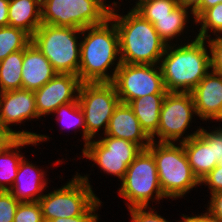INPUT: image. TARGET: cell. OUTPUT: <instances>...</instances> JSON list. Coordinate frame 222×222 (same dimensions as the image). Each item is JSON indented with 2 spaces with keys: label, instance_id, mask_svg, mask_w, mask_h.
Returning a JSON list of instances; mask_svg holds the SVG:
<instances>
[{
  "label": "cell",
  "instance_id": "cell-25",
  "mask_svg": "<svg viewBox=\"0 0 222 222\" xmlns=\"http://www.w3.org/2000/svg\"><path fill=\"white\" fill-rule=\"evenodd\" d=\"M57 114L56 120L59 124H61L60 128L70 129L71 130H81L80 134L82 133L83 139V148L85 145L90 141V139L86 136V127H85V120H84V113L79 105L78 100L76 102H70L64 105L59 106L53 114ZM61 122V123H60ZM82 128V129H81Z\"/></svg>",
  "mask_w": 222,
  "mask_h": 222
},
{
  "label": "cell",
  "instance_id": "cell-29",
  "mask_svg": "<svg viewBox=\"0 0 222 222\" xmlns=\"http://www.w3.org/2000/svg\"><path fill=\"white\" fill-rule=\"evenodd\" d=\"M13 222H44L39 202H20Z\"/></svg>",
  "mask_w": 222,
  "mask_h": 222
},
{
  "label": "cell",
  "instance_id": "cell-44",
  "mask_svg": "<svg viewBox=\"0 0 222 222\" xmlns=\"http://www.w3.org/2000/svg\"><path fill=\"white\" fill-rule=\"evenodd\" d=\"M0 131H5V130L1 127V125H0Z\"/></svg>",
  "mask_w": 222,
  "mask_h": 222
},
{
  "label": "cell",
  "instance_id": "cell-41",
  "mask_svg": "<svg viewBox=\"0 0 222 222\" xmlns=\"http://www.w3.org/2000/svg\"><path fill=\"white\" fill-rule=\"evenodd\" d=\"M13 137L6 131H0V149L8 143Z\"/></svg>",
  "mask_w": 222,
  "mask_h": 222
},
{
  "label": "cell",
  "instance_id": "cell-7",
  "mask_svg": "<svg viewBox=\"0 0 222 222\" xmlns=\"http://www.w3.org/2000/svg\"><path fill=\"white\" fill-rule=\"evenodd\" d=\"M89 175L82 176L76 172L61 188L48 193L45 191L38 201L44 221L83 215L99 199L90 184Z\"/></svg>",
  "mask_w": 222,
  "mask_h": 222
},
{
  "label": "cell",
  "instance_id": "cell-6",
  "mask_svg": "<svg viewBox=\"0 0 222 222\" xmlns=\"http://www.w3.org/2000/svg\"><path fill=\"white\" fill-rule=\"evenodd\" d=\"M120 184L118 195L128 208L151 206V201L160 204L159 201L165 198L153 154L148 149L141 150L135 157Z\"/></svg>",
  "mask_w": 222,
  "mask_h": 222
},
{
  "label": "cell",
  "instance_id": "cell-20",
  "mask_svg": "<svg viewBox=\"0 0 222 222\" xmlns=\"http://www.w3.org/2000/svg\"><path fill=\"white\" fill-rule=\"evenodd\" d=\"M190 15H192L191 19L193 20H190L189 18ZM192 17L193 13L190 10H188L186 7L179 4L175 9H173L168 14V16L154 17L153 26L158 32L159 37L167 45L176 44V43L178 44V41L181 40L180 39L181 36L184 38L183 40L185 41L191 40L187 36L184 37L183 33L186 32L185 34H187L188 33L187 31H189V29L187 30V28H189L188 26L189 20L193 21V23L195 24V19ZM185 38L188 39L186 40Z\"/></svg>",
  "mask_w": 222,
  "mask_h": 222
},
{
  "label": "cell",
  "instance_id": "cell-40",
  "mask_svg": "<svg viewBox=\"0 0 222 222\" xmlns=\"http://www.w3.org/2000/svg\"><path fill=\"white\" fill-rule=\"evenodd\" d=\"M178 3L194 13L201 6L202 0H178Z\"/></svg>",
  "mask_w": 222,
  "mask_h": 222
},
{
  "label": "cell",
  "instance_id": "cell-8",
  "mask_svg": "<svg viewBox=\"0 0 222 222\" xmlns=\"http://www.w3.org/2000/svg\"><path fill=\"white\" fill-rule=\"evenodd\" d=\"M111 5L106 0H47L41 6V20L42 24L84 29L102 24Z\"/></svg>",
  "mask_w": 222,
  "mask_h": 222
},
{
  "label": "cell",
  "instance_id": "cell-2",
  "mask_svg": "<svg viewBox=\"0 0 222 222\" xmlns=\"http://www.w3.org/2000/svg\"><path fill=\"white\" fill-rule=\"evenodd\" d=\"M194 38L165 48L159 67L168 92L191 93L211 70L207 40Z\"/></svg>",
  "mask_w": 222,
  "mask_h": 222
},
{
  "label": "cell",
  "instance_id": "cell-23",
  "mask_svg": "<svg viewBox=\"0 0 222 222\" xmlns=\"http://www.w3.org/2000/svg\"><path fill=\"white\" fill-rule=\"evenodd\" d=\"M166 94H151L132 100L128 105L133 109L141 128L151 138L158 129L160 110Z\"/></svg>",
  "mask_w": 222,
  "mask_h": 222
},
{
  "label": "cell",
  "instance_id": "cell-32",
  "mask_svg": "<svg viewBox=\"0 0 222 222\" xmlns=\"http://www.w3.org/2000/svg\"><path fill=\"white\" fill-rule=\"evenodd\" d=\"M19 203L9 191H0V222H13Z\"/></svg>",
  "mask_w": 222,
  "mask_h": 222
},
{
  "label": "cell",
  "instance_id": "cell-9",
  "mask_svg": "<svg viewBox=\"0 0 222 222\" xmlns=\"http://www.w3.org/2000/svg\"><path fill=\"white\" fill-rule=\"evenodd\" d=\"M193 117L197 115L192 93L167 92L160 110L159 126L157 132L151 137V141L159 143L188 141L197 135L201 128L197 126L196 131L190 134L186 132L187 129L193 127L191 124Z\"/></svg>",
  "mask_w": 222,
  "mask_h": 222
},
{
  "label": "cell",
  "instance_id": "cell-30",
  "mask_svg": "<svg viewBox=\"0 0 222 222\" xmlns=\"http://www.w3.org/2000/svg\"><path fill=\"white\" fill-rule=\"evenodd\" d=\"M152 207L147 206L127 208L130 212V222H170L154 210V205ZM180 216H182V219L180 221L178 220V222H186V216L184 214Z\"/></svg>",
  "mask_w": 222,
  "mask_h": 222
},
{
  "label": "cell",
  "instance_id": "cell-10",
  "mask_svg": "<svg viewBox=\"0 0 222 222\" xmlns=\"http://www.w3.org/2000/svg\"><path fill=\"white\" fill-rule=\"evenodd\" d=\"M78 102L84 113L86 136L93 140L105 135L109 120L120 99L112 82H83ZM102 129V130H101Z\"/></svg>",
  "mask_w": 222,
  "mask_h": 222
},
{
  "label": "cell",
  "instance_id": "cell-17",
  "mask_svg": "<svg viewBox=\"0 0 222 222\" xmlns=\"http://www.w3.org/2000/svg\"><path fill=\"white\" fill-rule=\"evenodd\" d=\"M104 136L122 138L137 144L142 150L147 149L151 138L141 128L133 109L124 103H119L111 116Z\"/></svg>",
  "mask_w": 222,
  "mask_h": 222
},
{
  "label": "cell",
  "instance_id": "cell-26",
  "mask_svg": "<svg viewBox=\"0 0 222 222\" xmlns=\"http://www.w3.org/2000/svg\"><path fill=\"white\" fill-rule=\"evenodd\" d=\"M31 43V36L16 27H0V61L9 54L24 50Z\"/></svg>",
  "mask_w": 222,
  "mask_h": 222
},
{
  "label": "cell",
  "instance_id": "cell-34",
  "mask_svg": "<svg viewBox=\"0 0 222 222\" xmlns=\"http://www.w3.org/2000/svg\"><path fill=\"white\" fill-rule=\"evenodd\" d=\"M103 202L100 201V198L83 214L76 217L70 218H57L50 220L49 222H100L99 221V214L96 213L99 210V207H102Z\"/></svg>",
  "mask_w": 222,
  "mask_h": 222
},
{
  "label": "cell",
  "instance_id": "cell-21",
  "mask_svg": "<svg viewBox=\"0 0 222 222\" xmlns=\"http://www.w3.org/2000/svg\"><path fill=\"white\" fill-rule=\"evenodd\" d=\"M191 170L199 182L218 164L213 160L212 144L199 133L182 142Z\"/></svg>",
  "mask_w": 222,
  "mask_h": 222
},
{
  "label": "cell",
  "instance_id": "cell-31",
  "mask_svg": "<svg viewBox=\"0 0 222 222\" xmlns=\"http://www.w3.org/2000/svg\"><path fill=\"white\" fill-rule=\"evenodd\" d=\"M219 127V128H218ZM215 130H206L204 127L200 128L199 134L209 143L212 144L213 160L222 166V127L217 126Z\"/></svg>",
  "mask_w": 222,
  "mask_h": 222
},
{
  "label": "cell",
  "instance_id": "cell-39",
  "mask_svg": "<svg viewBox=\"0 0 222 222\" xmlns=\"http://www.w3.org/2000/svg\"><path fill=\"white\" fill-rule=\"evenodd\" d=\"M219 3H222V0H202L201 6L193 13V18L196 20L206 9Z\"/></svg>",
  "mask_w": 222,
  "mask_h": 222
},
{
  "label": "cell",
  "instance_id": "cell-19",
  "mask_svg": "<svg viewBox=\"0 0 222 222\" xmlns=\"http://www.w3.org/2000/svg\"><path fill=\"white\" fill-rule=\"evenodd\" d=\"M37 146L31 138L13 137L0 149V191H9L15 181L24 146Z\"/></svg>",
  "mask_w": 222,
  "mask_h": 222
},
{
  "label": "cell",
  "instance_id": "cell-33",
  "mask_svg": "<svg viewBox=\"0 0 222 222\" xmlns=\"http://www.w3.org/2000/svg\"><path fill=\"white\" fill-rule=\"evenodd\" d=\"M210 55L211 70L222 74V36H215L207 39Z\"/></svg>",
  "mask_w": 222,
  "mask_h": 222
},
{
  "label": "cell",
  "instance_id": "cell-5",
  "mask_svg": "<svg viewBox=\"0 0 222 222\" xmlns=\"http://www.w3.org/2000/svg\"><path fill=\"white\" fill-rule=\"evenodd\" d=\"M82 29L41 24L31 42L61 74L78 76Z\"/></svg>",
  "mask_w": 222,
  "mask_h": 222
},
{
  "label": "cell",
  "instance_id": "cell-42",
  "mask_svg": "<svg viewBox=\"0 0 222 222\" xmlns=\"http://www.w3.org/2000/svg\"><path fill=\"white\" fill-rule=\"evenodd\" d=\"M38 5L42 6L47 0H34Z\"/></svg>",
  "mask_w": 222,
  "mask_h": 222
},
{
  "label": "cell",
  "instance_id": "cell-13",
  "mask_svg": "<svg viewBox=\"0 0 222 222\" xmlns=\"http://www.w3.org/2000/svg\"><path fill=\"white\" fill-rule=\"evenodd\" d=\"M41 119L37 114L35 94L32 90L16 89L0 93V125L12 137L31 138L37 146L48 141L47 134H37L26 129L14 130L12 127L26 121ZM10 125L12 127H10Z\"/></svg>",
  "mask_w": 222,
  "mask_h": 222
},
{
  "label": "cell",
  "instance_id": "cell-28",
  "mask_svg": "<svg viewBox=\"0 0 222 222\" xmlns=\"http://www.w3.org/2000/svg\"><path fill=\"white\" fill-rule=\"evenodd\" d=\"M178 5V0H136L132 8L153 25L154 17L168 16Z\"/></svg>",
  "mask_w": 222,
  "mask_h": 222
},
{
  "label": "cell",
  "instance_id": "cell-35",
  "mask_svg": "<svg viewBox=\"0 0 222 222\" xmlns=\"http://www.w3.org/2000/svg\"><path fill=\"white\" fill-rule=\"evenodd\" d=\"M208 186L210 195L222 190V166H215L201 181L200 186Z\"/></svg>",
  "mask_w": 222,
  "mask_h": 222
},
{
  "label": "cell",
  "instance_id": "cell-3",
  "mask_svg": "<svg viewBox=\"0 0 222 222\" xmlns=\"http://www.w3.org/2000/svg\"><path fill=\"white\" fill-rule=\"evenodd\" d=\"M118 4L112 2L109 18L118 30L121 62L159 65L167 44L148 20L130 7L126 14L119 13Z\"/></svg>",
  "mask_w": 222,
  "mask_h": 222
},
{
  "label": "cell",
  "instance_id": "cell-15",
  "mask_svg": "<svg viewBox=\"0 0 222 222\" xmlns=\"http://www.w3.org/2000/svg\"><path fill=\"white\" fill-rule=\"evenodd\" d=\"M201 121L216 120L222 112V74L210 70L191 92Z\"/></svg>",
  "mask_w": 222,
  "mask_h": 222
},
{
  "label": "cell",
  "instance_id": "cell-24",
  "mask_svg": "<svg viewBox=\"0 0 222 222\" xmlns=\"http://www.w3.org/2000/svg\"><path fill=\"white\" fill-rule=\"evenodd\" d=\"M23 50L0 61V93L22 88Z\"/></svg>",
  "mask_w": 222,
  "mask_h": 222
},
{
  "label": "cell",
  "instance_id": "cell-36",
  "mask_svg": "<svg viewBox=\"0 0 222 222\" xmlns=\"http://www.w3.org/2000/svg\"><path fill=\"white\" fill-rule=\"evenodd\" d=\"M208 205L207 210L222 221V190L210 195Z\"/></svg>",
  "mask_w": 222,
  "mask_h": 222
},
{
  "label": "cell",
  "instance_id": "cell-38",
  "mask_svg": "<svg viewBox=\"0 0 222 222\" xmlns=\"http://www.w3.org/2000/svg\"><path fill=\"white\" fill-rule=\"evenodd\" d=\"M9 0H0V27L8 26Z\"/></svg>",
  "mask_w": 222,
  "mask_h": 222
},
{
  "label": "cell",
  "instance_id": "cell-16",
  "mask_svg": "<svg viewBox=\"0 0 222 222\" xmlns=\"http://www.w3.org/2000/svg\"><path fill=\"white\" fill-rule=\"evenodd\" d=\"M38 167L26 157L20 162L15 181L9 190L19 202L39 201L48 188L47 172Z\"/></svg>",
  "mask_w": 222,
  "mask_h": 222
},
{
  "label": "cell",
  "instance_id": "cell-12",
  "mask_svg": "<svg viewBox=\"0 0 222 222\" xmlns=\"http://www.w3.org/2000/svg\"><path fill=\"white\" fill-rule=\"evenodd\" d=\"M120 103L151 94H167L159 65L121 63L112 81Z\"/></svg>",
  "mask_w": 222,
  "mask_h": 222
},
{
  "label": "cell",
  "instance_id": "cell-37",
  "mask_svg": "<svg viewBox=\"0 0 222 222\" xmlns=\"http://www.w3.org/2000/svg\"><path fill=\"white\" fill-rule=\"evenodd\" d=\"M186 216V222H222L217 217L213 216L208 210L205 213Z\"/></svg>",
  "mask_w": 222,
  "mask_h": 222
},
{
  "label": "cell",
  "instance_id": "cell-18",
  "mask_svg": "<svg viewBox=\"0 0 222 222\" xmlns=\"http://www.w3.org/2000/svg\"><path fill=\"white\" fill-rule=\"evenodd\" d=\"M57 72L43 53L31 42L23 50L22 88L35 91L49 82Z\"/></svg>",
  "mask_w": 222,
  "mask_h": 222
},
{
  "label": "cell",
  "instance_id": "cell-1",
  "mask_svg": "<svg viewBox=\"0 0 222 222\" xmlns=\"http://www.w3.org/2000/svg\"><path fill=\"white\" fill-rule=\"evenodd\" d=\"M81 36L80 81L112 82L122 63L115 23L108 17L102 24L82 29Z\"/></svg>",
  "mask_w": 222,
  "mask_h": 222
},
{
  "label": "cell",
  "instance_id": "cell-43",
  "mask_svg": "<svg viewBox=\"0 0 222 222\" xmlns=\"http://www.w3.org/2000/svg\"><path fill=\"white\" fill-rule=\"evenodd\" d=\"M215 121L216 122H222V112H221L220 116Z\"/></svg>",
  "mask_w": 222,
  "mask_h": 222
},
{
  "label": "cell",
  "instance_id": "cell-14",
  "mask_svg": "<svg viewBox=\"0 0 222 222\" xmlns=\"http://www.w3.org/2000/svg\"><path fill=\"white\" fill-rule=\"evenodd\" d=\"M81 83L77 75L57 73L44 86L34 91L38 116H54L53 112L59 106L76 102Z\"/></svg>",
  "mask_w": 222,
  "mask_h": 222
},
{
  "label": "cell",
  "instance_id": "cell-4",
  "mask_svg": "<svg viewBox=\"0 0 222 222\" xmlns=\"http://www.w3.org/2000/svg\"><path fill=\"white\" fill-rule=\"evenodd\" d=\"M147 149L153 154L159 184L166 199L184 198L193 188L200 186L191 170L182 143L151 141Z\"/></svg>",
  "mask_w": 222,
  "mask_h": 222
},
{
  "label": "cell",
  "instance_id": "cell-11",
  "mask_svg": "<svg viewBox=\"0 0 222 222\" xmlns=\"http://www.w3.org/2000/svg\"><path fill=\"white\" fill-rule=\"evenodd\" d=\"M141 148L128 140L111 136H100L90 140L82 148V156L98 165L103 173L115 176L121 181L128 166L141 152Z\"/></svg>",
  "mask_w": 222,
  "mask_h": 222
},
{
  "label": "cell",
  "instance_id": "cell-22",
  "mask_svg": "<svg viewBox=\"0 0 222 222\" xmlns=\"http://www.w3.org/2000/svg\"><path fill=\"white\" fill-rule=\"evenodd\" d=\"M41 24V6L34 0H9L8 26L20 28L32 36Z\"/></svg>",
  "mask_w": 222,
  "mask_h": 222
},
{
  "label": "cell",
  "instance_id": "cell-27",
  "mask_svg": "<svg viewBox=\"0 0 222 222\" xmlns=\"http://www.w3.org/2000/svg\"><path fill=\"white\" fill-rule=\"evenodd\" d=\"M195 26L199 30L196 32L195 37L200 39H209L213 35H222V3H219L211 8L206 9L196 20ZM213 33V34H212ZM212 35V36H210Z\"/></svg>",
  "mask_w": 222,
  "mask_h": 222
}]
</instances>
